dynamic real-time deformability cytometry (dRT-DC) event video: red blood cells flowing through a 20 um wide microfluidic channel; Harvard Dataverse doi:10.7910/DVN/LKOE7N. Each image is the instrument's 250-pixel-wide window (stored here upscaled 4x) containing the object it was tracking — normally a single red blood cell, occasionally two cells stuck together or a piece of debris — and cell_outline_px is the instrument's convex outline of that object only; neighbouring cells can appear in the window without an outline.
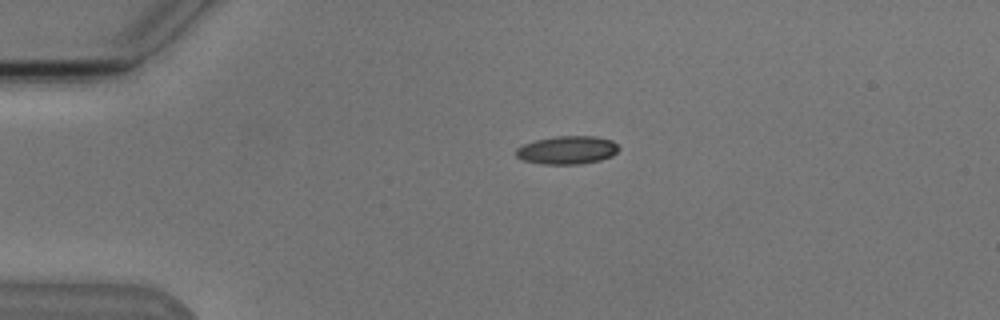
{"species": "Egyptian fruit bat (a non-hibernating species)", "species_latin": "Rousettus aegyptiacus", "temperature_condition": "cold", "stored_images_in_passage": 3, "camera_frame_rate_fps": 3000, "um_per_image_px": 0.085, "animal": {"sex": "male"}, "frame": {"image": 1, "passage_image": 3, "time_ms": 3.333, "image_size_px": [1000, 320], "cell_outline_px": [[620, 148], [612, 156], [600, 160], [580, 164], [540, 164], [524, 160], [516, 156], [516, 148], [524, 144], [536, 140], [556, 136], [592, 136], [612, 140]], "centroid_in_image_um": [48.21, 12.76], "position_along_channel_um": 36.8, "area_um2": 16.82}}